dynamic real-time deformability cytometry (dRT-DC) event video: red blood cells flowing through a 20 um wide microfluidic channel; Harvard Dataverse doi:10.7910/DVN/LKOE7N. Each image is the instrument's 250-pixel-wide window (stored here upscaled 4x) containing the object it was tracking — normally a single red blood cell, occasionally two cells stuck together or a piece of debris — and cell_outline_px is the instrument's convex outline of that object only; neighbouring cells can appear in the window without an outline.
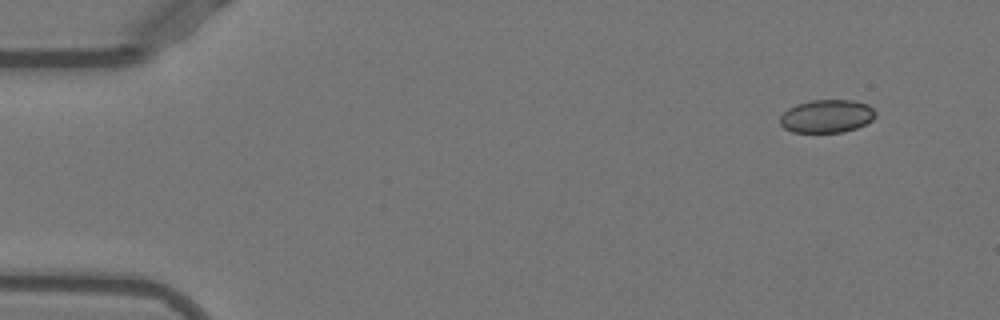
{"species": "Egyptian fruit bat (a non-hibernating species)", "species_latin": "Rousettus aegyptiacus", "temperature_condition": "warm", "stored_images_in_passage": 36, "camera_frame_rate_fps": 3000, "um_per_image_px": 0.085, "animal": {"sex": "female"}, "frame": {"image": 1, "passage_image": 1, "time_ms": 0.0, "image_size_px": [1000, 320], "cell_outline_px": [[876, 116], [872, 120], [856, 128], [844, 132], [792, 132], [784, 128], [780, 124], [780, 116], [788, 108], [796, 104], [812, 100], [852, 100], [868, 104], [876, 112]], "centroid_in_image_um": [70.27, 9.87], "position_along_channel_um": 14.7, "area_um2": 18.44}}
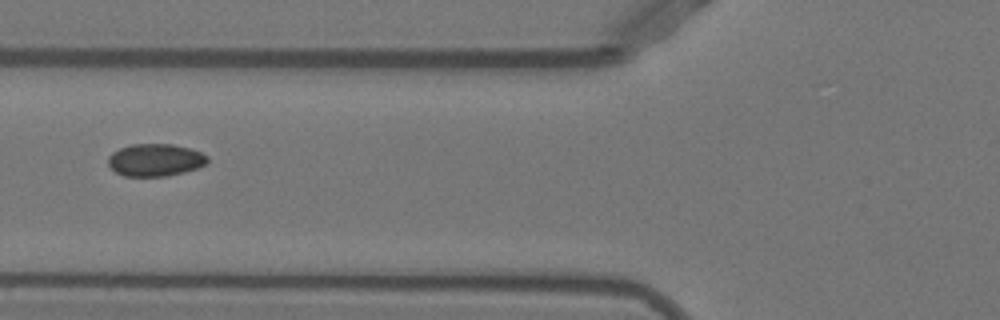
{"frame": {"image": 2, "passage_image": 17, "time_ms": 5.333, "image_size_px": [1000, 320], "cell_outline_px": [[208, 160], [204, 164], [196, 168], [184, 172], [168, 176], [124, 176], [116, 172], [108, 164], [108, 156], [112, 152], [120, 148], [132, 144], [172, 144], [188, 148], [200, 152], [208, 156]], "centroid_in_image_um": [13.17, 13.6], "position_along_channel_um": 112.6, "area_um2": 18.67}}
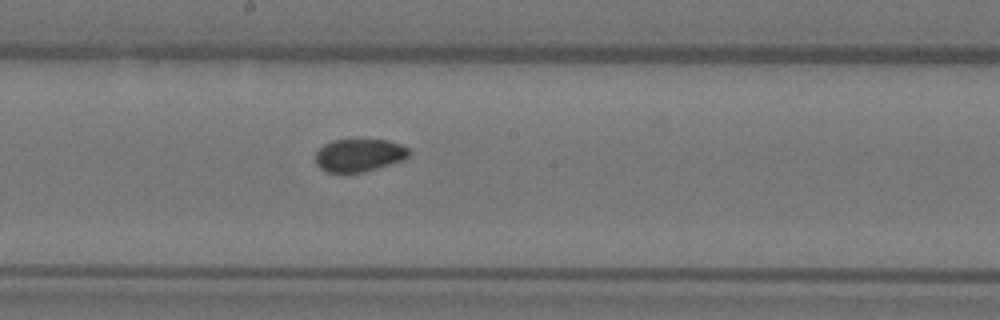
{"frame": {"image": 3, "passage_image": 25, "time_ms": 8.0, "image_size_px": [1000, 320], "cell_outline_px": [[412, 152], [404, 160], [364, 172], [344, 176], [328, 172], [320, 168], [316, 164], [316, 152], [324, 144], [332, 140], [388, 140], [400, 144], [408, 148]], "centroid_in_image_um": [30.51, 13.23], "position_along_channel_um": 217.7, "area_um2": 18.38}}